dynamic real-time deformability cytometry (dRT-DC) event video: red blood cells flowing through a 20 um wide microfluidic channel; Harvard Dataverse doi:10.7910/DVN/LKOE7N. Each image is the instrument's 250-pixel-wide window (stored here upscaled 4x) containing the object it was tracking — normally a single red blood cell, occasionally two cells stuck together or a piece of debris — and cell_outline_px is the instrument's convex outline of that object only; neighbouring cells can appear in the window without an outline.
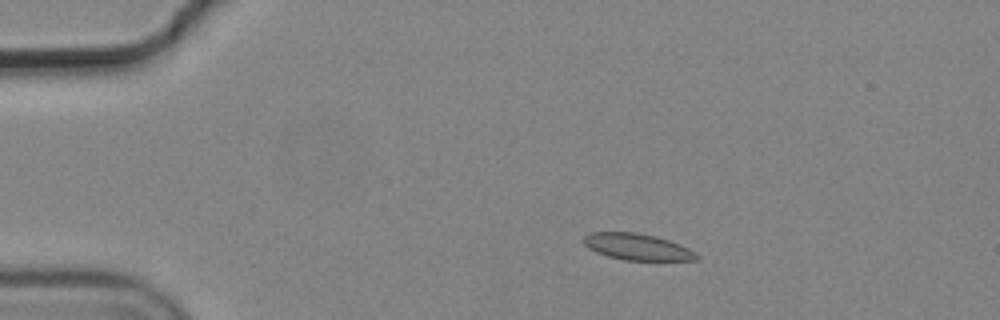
{"species": "common noctule bat (a hibernating species)", "species_latin": "Nyctalus noctula", "temperature_condition": "cold", "stored_images_in_passage": 4, "camera_frame_rate_fps": 3000, "um_per_image_px": 0.085, "animal": {"sex": "male", "body_mass_g": 19.2, "forearm_length_mm": 51.8}, "frame": {"image": 1, "passage_image": 1, "time_ms": 0.0, "image_size_px": [1000, 320], "cell_outline_px": [[700, 256], [696, 260], [624, 260], [608, 256], [596, 252], [588, 248], [584, 244], [584, 236], [592, 232], [636, 232], [656, 236], [680, 244], [696, 252]], "centroid_in_image_um": [54.18, 20.98], "position_along_channel_um": 30.8, "area_um2": 17.4}}
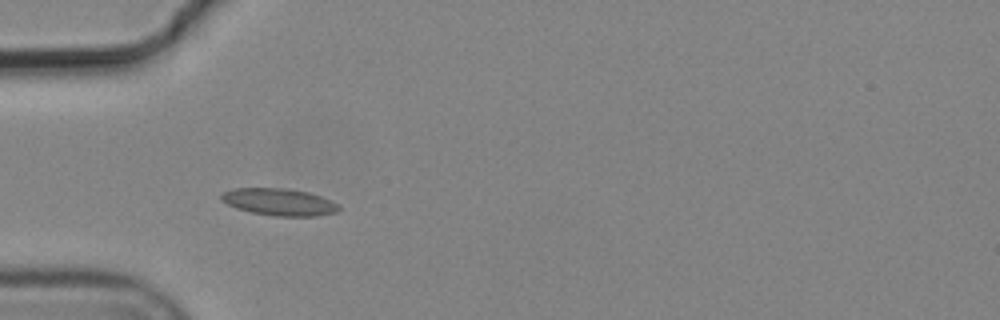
{"frame": {"image": 2, "passage_image": 3, "time_ms": 0.667, "image_size_px": [1000, 320], "cell_outline_px": [[340, 208], [336, 212], [316, 216], [276, 216], [252, 212], [236, 208], [220, 200], [220, 196], [224, 192], [232, 188], [288, 188], [308, 192], [320, 196], [336, 204]], "centroid_in_image_um": [23.69, 17.16], "position_along_channel_um": 61.3, "area_um2": 18.38}}
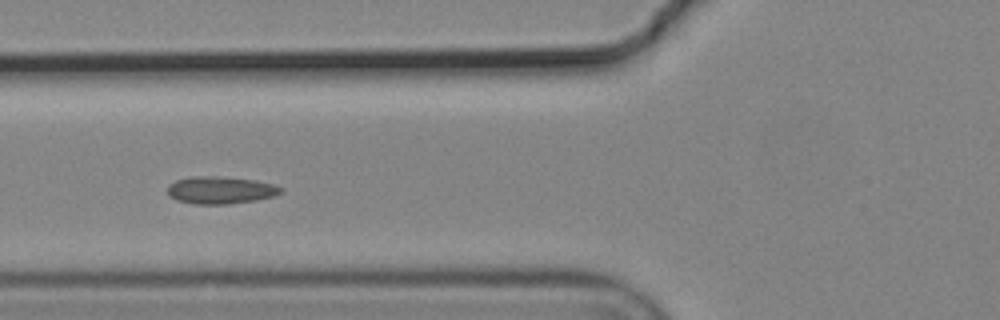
{"frame": {"image": 3, "passage_image": 4, "time_ms": 1.0, "image_size_px": [1000, 320], "cell_outline_px": [[284, 192], [272, 196], [256, 200], [224, 204], [192, 204], [176, 200], [168, 196], [168, 184], [176, 180], [188, 176], [220, 176], [256, 180], [272, 184], [284, 188]], "centroid_in_image_um": [18.71, 16.15], "position_along_channel_um": 107.1, "area_um2": 18.26}}